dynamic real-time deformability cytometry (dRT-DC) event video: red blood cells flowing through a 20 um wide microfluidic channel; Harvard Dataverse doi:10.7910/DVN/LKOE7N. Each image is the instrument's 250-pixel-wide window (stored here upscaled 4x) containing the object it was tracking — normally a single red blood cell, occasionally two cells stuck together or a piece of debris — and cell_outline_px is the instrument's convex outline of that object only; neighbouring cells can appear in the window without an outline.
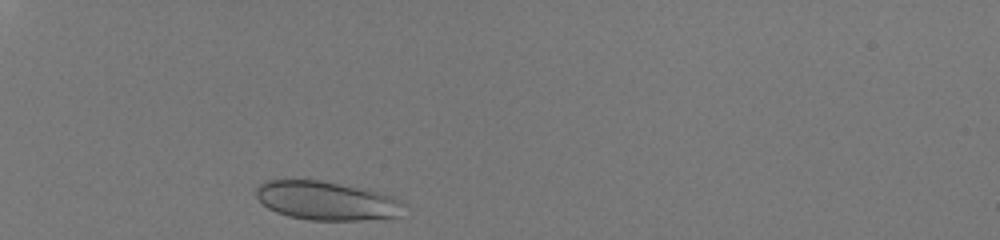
{"species": "human", "species_latin": "Homo sapiens", "temperature_condition": "room temperature", "stored_images_in_passage": 31, "camera_frame_rate_fps": 3000, "um_per_image_px": 0.085, "donor": {"sex": "male"}, "frame": {"image": 1, "passage_image": 2, "time_ms": 0.333, "image_size_px": [1000, 240], "cell_outline_px": [[404, 204], [400, 216], [360, 220], [308, 220], [288, 216], [276, 212], [268, 208], [256, 196], [256, 188], [260, 184], [268, 180], [320, 180], [360, 188], [392, 196], [400, 200]], "centroid_in_image_um": [27.73, 17.07], "position_along_channel_um": 57.3, "area_um2": 33.06}}
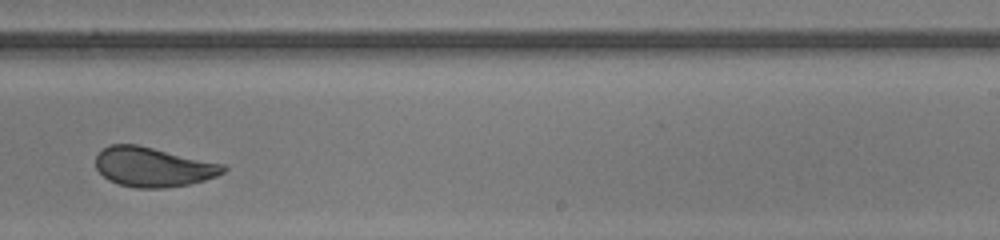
{"frame": {"image": 2, "passage_image": 21, "time_ms": 6.667, "image_size_px": [1000, 240], "cell_outline_px": [[228, 168], [224, 172], [216, 176], [204, 180], [188, 184], [164, 188], [136, 188], [120, 184], [108, 180], [96, 168], [96, 156], [104, 148], [112, 144], [136, 144], [224, 164]], "centroid_in_image_um": [13.02, 14.19], "position_along_channel_um": 276.0, "area_um2": 29.19}}
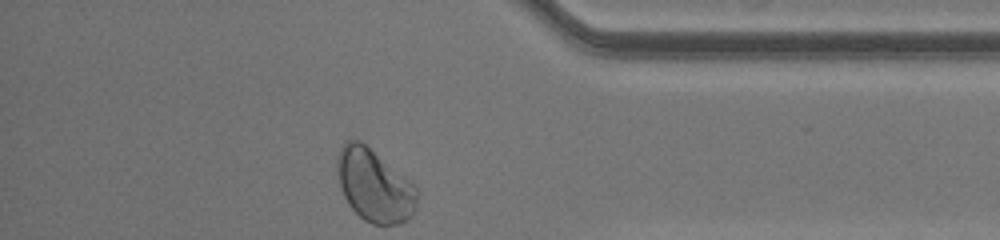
{"frame": {"image": 3, "passage_image": 31, "time_ms": 10.0, "image_size_px": [1000, 240], "cell_outline_px": [[420, 192], [416, 208], [412, 216], [400, 224], [372, 224], [364, 220], [348, 204], [344, 196], [336, 172], [336, 156], [344, 140], [360, 140], [408, 180]], "centroid_in_image_um": [31.8, 15.77], "position_along_channel_um": 403.4, "area_um2": 33.7}, "authors_computed_cell_mechanics": {"area_um2": 30.4606, "velocity_mm_per_s": 4.105, "shape_relaxation_time_tau1_ms": 4.8044, "shape_relaxation_time_tau2_ms": null, "deformation_change_tau1": 0.117, "deformation_change_tau2": null}}